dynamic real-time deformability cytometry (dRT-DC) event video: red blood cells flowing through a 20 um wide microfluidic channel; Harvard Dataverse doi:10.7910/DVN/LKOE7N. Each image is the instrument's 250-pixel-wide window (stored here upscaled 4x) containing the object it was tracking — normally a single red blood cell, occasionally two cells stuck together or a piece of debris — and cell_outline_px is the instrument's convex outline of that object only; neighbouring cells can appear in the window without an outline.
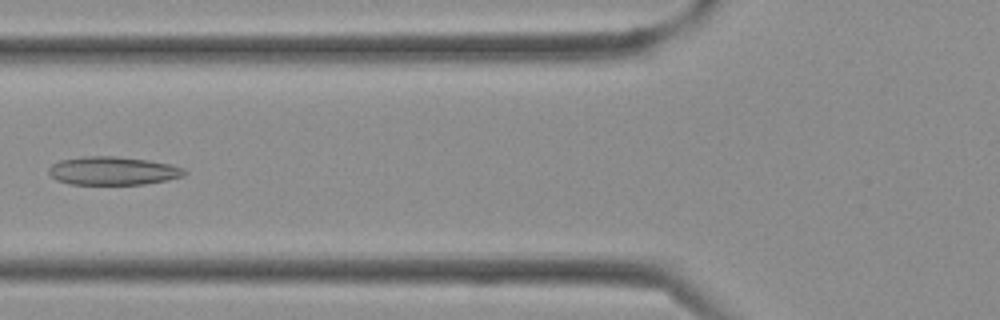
{"species": "Egyptian fruit bat (a non-hibernating species)", "species_latin": "Rousettus aegyptiacus", "temperature_condition": "cold", "stored_images_in_passage": 36, "camera_frame_rate_fps": 3000, "um_per_image_px": 0.085, "frame": {"image": 1, "passage_image": 13, "time_ms": 4.0, "image_size_px": [1000, 320], "cell_outline_px": [[188, 172], [184, 176], [168, 180], [144, 184], [72, 184], [56, 180], [48, 172], [48, 168], [52, 164], [60, 160], [84, 156], [116, 156], [148, 160], [172, 164], [184, 168]], "centroid_in_image_um": [9.63, 14.51], "position_along_channel_um": 116.2, "area_um2": 22.54}}
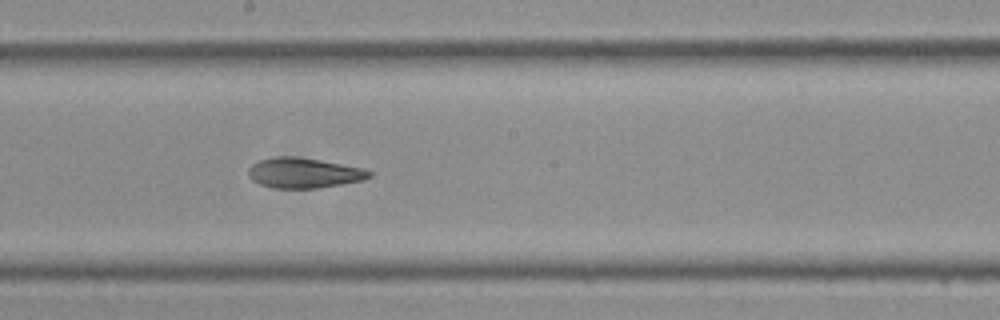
{"frame": {"image": 2, "passage_image": 19, "time_ms": 6.0, "image_size_px": [1000, 320], "cell_outline_px": [[372, 176], [364, 180], [316, 188], [276, 188], [260, 184], [252, 180], [248, 176], [248, 168], [252, 164], [260, 160], [280, 156], [292, 156], [320, 160], [364, 168], [372, 172]], "centroid_in_image_um": [25.83, 14.7], "position_along_channel_um": 222.4, "area_um2": 21.15}}
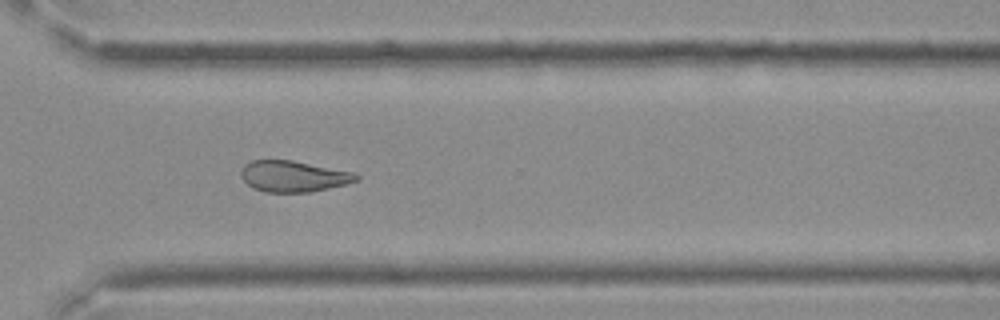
{"frame": {"image": 3, "passage_image": 26, "time_ms": 8.333, "image_size_px": [1000, 320], "cell_outline_px": [[360, 180], [328, 188], [308, 192], [264, 192], [252, 188], [240, 176], [240, 172], [244, 164], [252, 160], [292, 160], [352, 172], [360, 176]], "centroid_in_image_um": [24.9, 14.98], "position_along_channel_um": 345.7, "area_um2": 20.81}}